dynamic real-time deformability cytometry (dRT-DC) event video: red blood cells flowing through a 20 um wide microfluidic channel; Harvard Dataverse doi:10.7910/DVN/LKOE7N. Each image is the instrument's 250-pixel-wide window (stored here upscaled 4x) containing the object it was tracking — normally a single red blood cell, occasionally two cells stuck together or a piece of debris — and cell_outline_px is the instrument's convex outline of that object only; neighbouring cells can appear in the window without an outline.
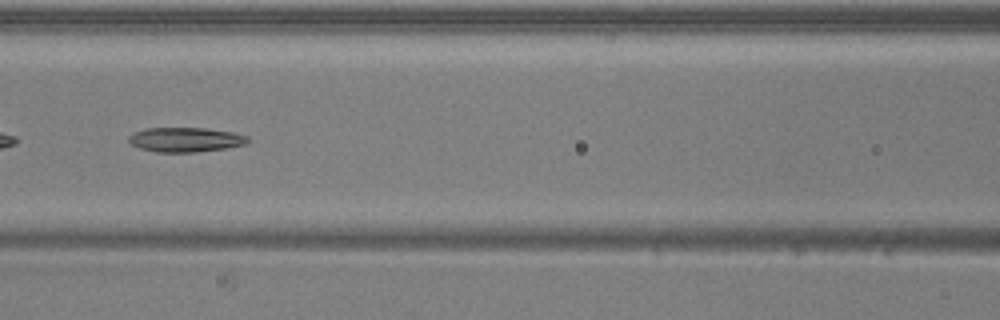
{"species": "common noctule bat (a hibernating species)", "species_latin": "Nyctalus noctula", "temperature_condition": "warm", "stored_images_in_passage": 50, "camera_frame_rate_fps": 3000, "um_per_image_px": 0.085, "animal": {"sex": "male", "body_mass_g": 20.5, "forearm_length_mm": 52.5}, "frame": {"image": 1, "passage_image": 23, "time_ms": 7.333, "image_size_px": [1000, 320], "cell_outline_px": [[248, 140], [244, 144], [224, 148], [196, 152], [156, 152], [140, 148], [132, 144], [128, 140], [128, 136], [132, 132], [144, 128], [204, 128], [232, 132], [248, 136]], "centroid_in_image_um": [15.7, 11.86], "position_along_channel_um": 150.9, "area_um2": 16.94}}
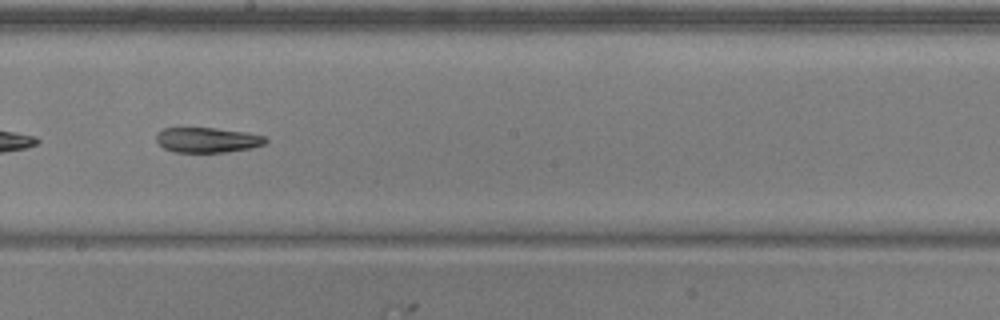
{"frame": {"image": 2, "passage_image": 29, "time_ms": 9.333, "image_size_px": [1000, 320], "cell_outline_px": [[268, 140], [264, 144], [252, 148], [228, 152], [176, 152], [164, 148], [156, 140], [156, 136], [164, 128], [216, 128], [244, 132], [264, 136]], "centroid_in_image_um": [17.65, 11.9], "position_along_channel_um": 230.5, "area_um2": 15.84}}
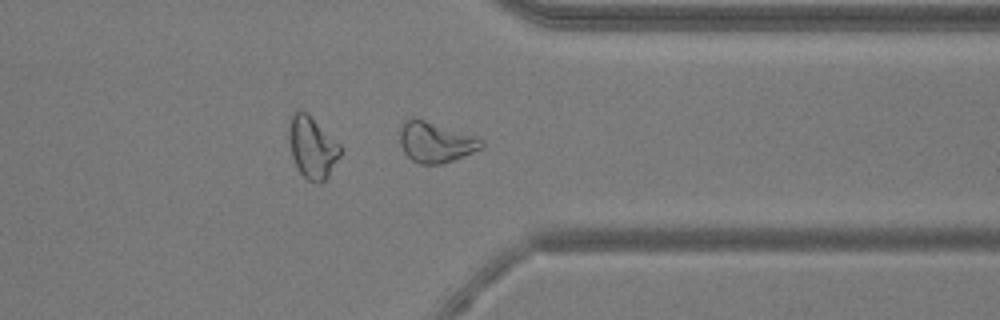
{"frame": {"image": 3, "passage_image": 40, "time_ms": 13.0, "image_size_px": [1000, 320], "cell_outline_px": [[484, 144], [480, 148], [472, 152], [452, 160], [440, 164], [420, 164], [412, 160], [404, 152], [400, 144], [400, 128], [404, 120], [408, 116], [416, 116], [476, 136], [484, 140]], "centroid_in_image_um": [36.98, 12.03], "position_along_channel_um": 374.4, "area_um2": 19.54}, "authors_computed_cell_mechanics": {"area_um2": 19.8254, "velocity_mm_per_s": 3.9948, "shape_relaxation_time_tau1_ms": null, "shape_relaxation_time_tau2_ms": 11.191, "deformation_change_tau1": null, "deformation_change_tau2": 0.2423}}